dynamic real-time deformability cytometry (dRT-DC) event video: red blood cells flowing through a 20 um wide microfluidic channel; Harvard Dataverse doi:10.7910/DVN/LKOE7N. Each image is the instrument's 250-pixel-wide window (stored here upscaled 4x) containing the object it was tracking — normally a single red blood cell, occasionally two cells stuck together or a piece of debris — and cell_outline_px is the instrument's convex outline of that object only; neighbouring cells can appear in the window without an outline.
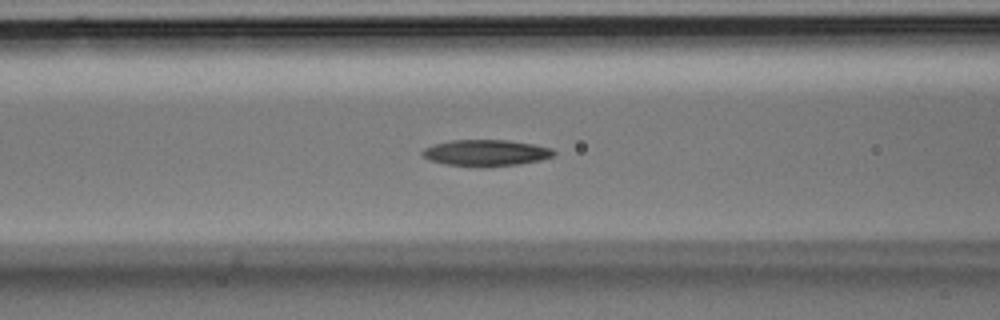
{"species": "Egyptian fruit bat (a non-hibernating species)", "species_latin": "Rousettus aegyptiacus", "temperature_condition": "room temperature", "stored_images_in_passage": 31, "camera_frame_rate_fps": 3000, "um_per_image_px": 0.085, "animal": {"sex": "male"}, "frame": {"image": 1, "passage_image": 8, "time_ms": 2.333, "image_size_px": [1000, 320], "cell_outline_px": [[556, 152], [552, 156], [540, 160], [520, 164], [480, 168], [448, 164], [428, 160], [420, 152], [424, 148], [432, 144], [448, 140], [508, 140], [532, 144], [552, 148]], "centroid_in_image_um": [41.27, 13.0], "position_along_channel_um": 125.3, "area_um2": 20.4}}
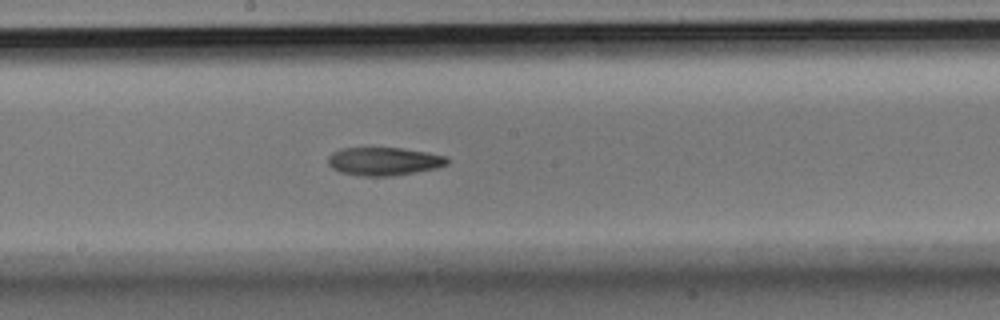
{"frame": {"image": 2, "passage_image": 13, "time_ms": 4.0, "image_size_px": [1000, 320], "cell_outline_px": [[448, 164], [436, 168], [388, 176], [364, 176], [340, 172], [332, 168], [328, 164], [328, 156], [332, 152], [340, 148], [400, 148], [428, 152], [448, 156]], "centroid_in_image_um": [32.62, 13.7], "position_along_channel_um": 215.6, "area_um2": 19.48}}
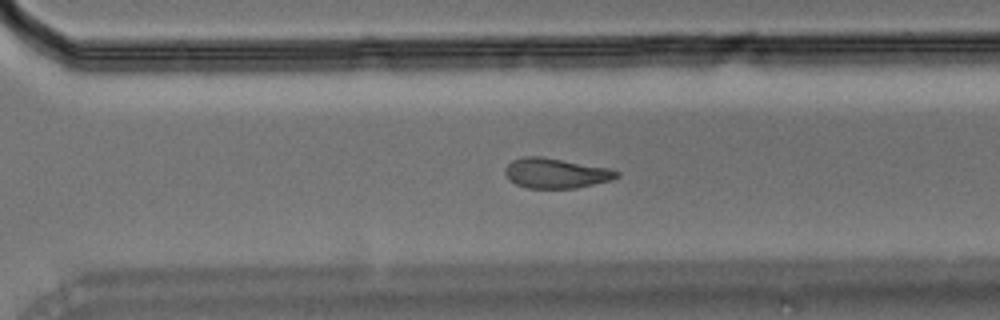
{"frame": {"image": 3, "passage_image": 19, "time_ms": 6.0, "image_size_px": [1000, 320], "cell_outline_px": [[620, 176], [612, 180], [576, 188], [528, 188], [516, 184], [508, 180], [504, 172], [504, 168], [512, 160], [524, 156], [540, 156], [608, 168], [620, 172]], "centroid_in_image_um": [47.22, 14.72], "position_along_channel_um": 323.4, "area_um2": 19.54}}